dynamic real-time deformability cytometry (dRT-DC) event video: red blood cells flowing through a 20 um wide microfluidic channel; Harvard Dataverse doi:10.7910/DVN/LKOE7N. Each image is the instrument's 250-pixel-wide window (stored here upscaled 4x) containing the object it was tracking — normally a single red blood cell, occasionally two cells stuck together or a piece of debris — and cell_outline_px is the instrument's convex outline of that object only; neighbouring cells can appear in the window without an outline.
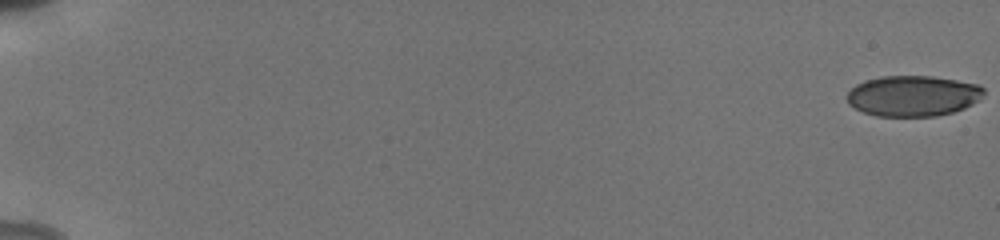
{"species": "human", "species_latin": "Homo sapiens", "temperature_condition": "cold", "stored_images_in_passage": 56, "camera_frame_rate_fps": 3000, "um_per_image_px": 0.085, "donor": {"sex": "male"}, "frame": {"image": 1, "passage_image": 1, "time_ms": 0.0, "image_size_px": [1000, 240], "cell_outline_px": [[984, 92], [980, 100], [964, 108], [952, 112], [936, 116], [876, 116], [864, 112], [848, 104], [844, 96], [856, 84], [864, 80], [880, 76], [932, 76], [980, 84], [984, 88]], "centroid_in_image_um": [77.59, 8.14], "position_along_channel_um": 7.4, "area_um2": 32.71}}
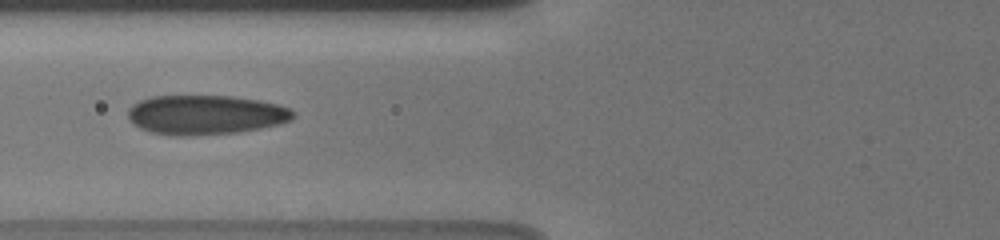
{"frame": {"image": 2, "passage_image": 25, "time_ms": 8.0, "image_size_px": [1000, 240], "cell_outline_px": [[296, 116], [292, 120], [280, 124], [240, 132], [192, 136], [172, 136], [152, 132], [140, 128], [132, 124], [128, 120], [128, 108], [132, 104], [140, 100], [152, 96], [232, 96], [260, 100], [280, 104], [296, 112]], "centroid_in_image_um": [17.48, 9.76], "position_along_channel_um": 108.3, "area_um2": 38.55}}
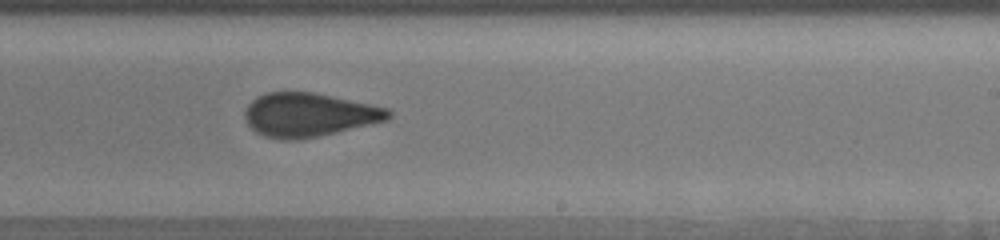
{"frame": {"image": 3, "passage_image": 37, "time_ms": 12.0, "image_size_px": [1000, 240], "cell_outline_px": [[392, 116], [388, 120], [320, 136], [296, 140], [280, 140], [264, 136], [256, 132], [248, 124], [244, 116], [244, 112], [248, 104], [256, 96], [268, 92], [312, 92], [332, 96], [388, 108], [392, 112]], "centroid_in_image_um": [26.24, 9.77], "position_along_channel_um": 262.8, "area_um2": 36.65}, "authors_computed_cell_mechanics": {"area_um2": 35.9516, "velocity_mm_per_s": 3.8657, "shape_relaxation_time_tau1_ms": 8.9138, "shape_relaxation_time_tau2_ms": 1.0906, "deformation_change_tau1": 0.2206, "deformation_change_tau2": 0.0861}}